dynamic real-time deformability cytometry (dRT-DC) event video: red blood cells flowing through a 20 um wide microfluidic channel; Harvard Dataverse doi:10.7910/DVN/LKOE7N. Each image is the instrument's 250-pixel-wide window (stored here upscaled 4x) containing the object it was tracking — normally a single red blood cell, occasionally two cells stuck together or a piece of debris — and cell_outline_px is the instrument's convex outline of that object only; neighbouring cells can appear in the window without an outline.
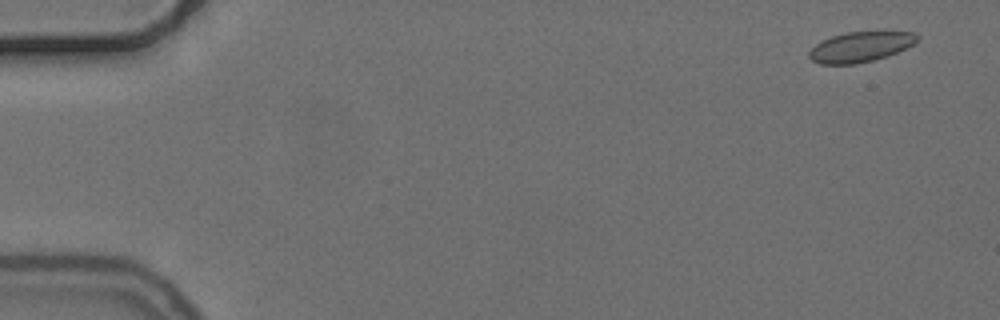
{"species": "common noctule bat (a hibernating species)", "species_latin": "Nyctalus noctula", "temperature_condition": "cold", "stored_images_in_passage": 4, "camera_frame_rate_fps": 3000, "um_per_image_px": 0.085, "animal": {"sex": "female", "body_mass_g": 24.6, "forearm_length_mm": 56.2}, "frame": {"image": 1, "passage_image": 1, "time_ms": 0.0, "image_size_px": [1000, 320], "cell_outline_px": [[920, 40], [888, 56], [856, 64], [820, 64], [812, 60], [808, 56], [808, 52], [816, 44], [832, 36], [844, 32], [916, 32], [920, 36]], "centroid_in_image_um": [73.14, 3.98], "position_along_channel_um": 11.9, "area_um2": 18.9}}
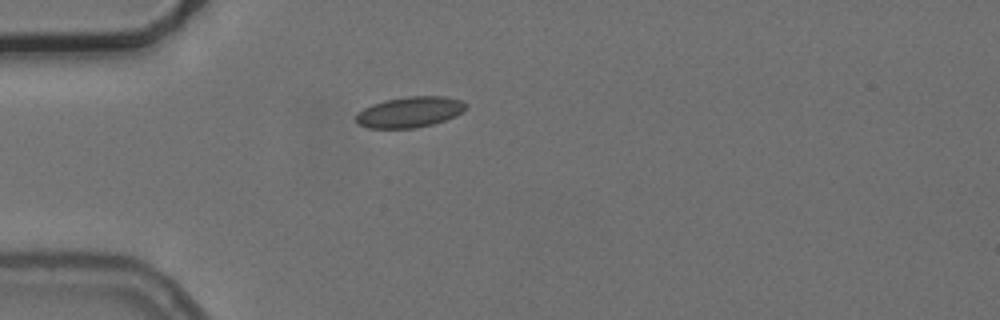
{"frame": {"image": 2, "passage_image": 4, "time_ms": 4.333, "image_size_px": [1000, 320], "cell_outline_px": [[468, 104], [456, 116], [432, 124], [416, 128], [368, 128], [356, 124], [356, 116], [364, 108], [372, 104], [384, 100], [408, 96], [444, 96], [460, 100]], "centroid_in_image_um": [34.8, 9.52], "position_along_channel_um": 50.2, "area_um2": 19.59}}